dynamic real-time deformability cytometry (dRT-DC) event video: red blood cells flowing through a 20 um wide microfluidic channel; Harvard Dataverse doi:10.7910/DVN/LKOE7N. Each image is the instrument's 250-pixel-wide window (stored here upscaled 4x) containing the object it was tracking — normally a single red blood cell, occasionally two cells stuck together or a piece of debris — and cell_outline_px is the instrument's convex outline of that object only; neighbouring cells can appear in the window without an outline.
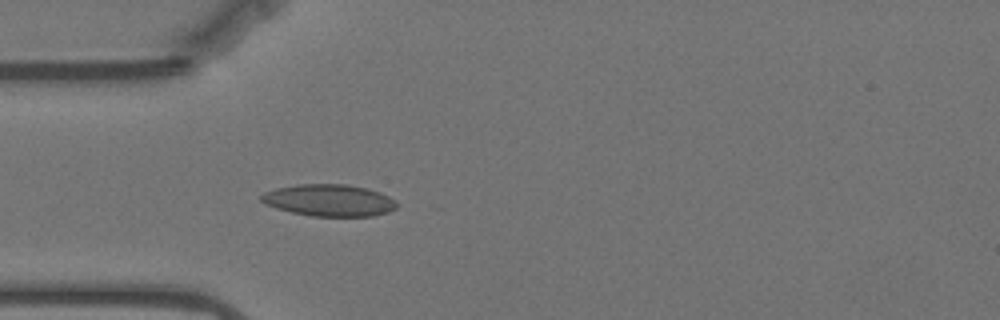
{"species": "Egyptian fruit bat (a non-hibernating species)", "species_latin": "Rousettus aegyptiacus", "temperature_condition": "warm", "stored_images_in_passage": 13, "camera_frame_rate_fps": 3000, "um_per_image_px": 0.085, "animal": {"sex": "female"}, "frame": {"image": 1, "passage_image": 6, "time_ms": 1.667, "image_size_px": [1000, 320], "cell_outline_px": [[396, 208], [388, 212], [372, 216], [312, 216], [292, 212], [276, 208], [264, 204], [260, 200], [260, 196], [264, 192], [276, 188], [296, 184], [348, 184], [368, 188], [380, 192], [396, 200]], "centroid_in_image_um": [27.97, 17.02], "position_along_channel_um": 57.0, "area_um2": 25.32}}
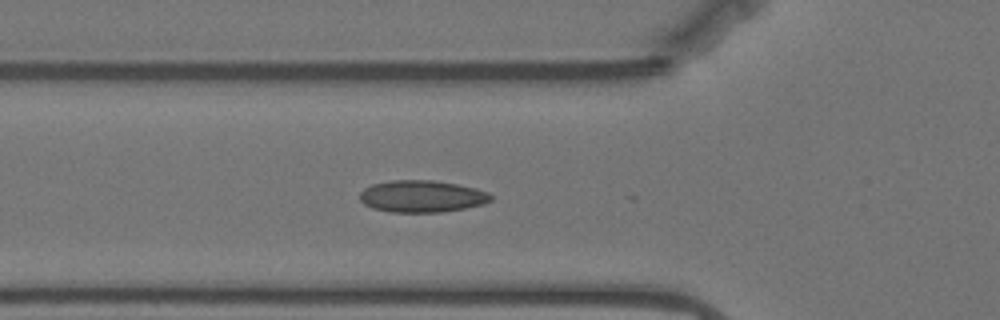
{"frame": {"image": 2, "passage_image": 9, "time_ms": 2.667, "image_size_px": [1000, 320], "cell_outline_px": [[492, 200], [484, 204], [464, 208], [440, 212], [388, 212], [372, 208], [364, 204], [360, 200], [360, 192], [364, 188], [372, 184], [392, 180], [432, 180], [456, 184], [476, 188], [488, 192], [492, 196]], "centroid_in_image_um": [35.85, 16.69], "position_along_channel_um": 90.0, "area_um2": 24.45}}
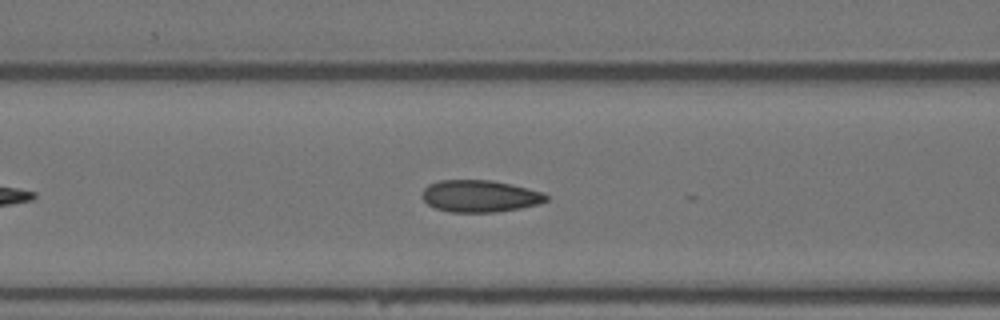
{"frame": {"image": 3, "passage_image": 12, "time_ms": 3.667, "image_size_px": [1000, 320], "cell_outline_px": [[548, 200], [540, 204], [520, 208], [496, 212], [452, 212], [436, 208], [428, 204], [420, 196], [424, 188], [428, 184], [440, 180], [492, 180], [512, 184], [544, 192], [548, 196]], "centroid_in_image_um": [40.8, 16.66], "position_along_channel_um": 125.8, "area_um2": 23.29}}